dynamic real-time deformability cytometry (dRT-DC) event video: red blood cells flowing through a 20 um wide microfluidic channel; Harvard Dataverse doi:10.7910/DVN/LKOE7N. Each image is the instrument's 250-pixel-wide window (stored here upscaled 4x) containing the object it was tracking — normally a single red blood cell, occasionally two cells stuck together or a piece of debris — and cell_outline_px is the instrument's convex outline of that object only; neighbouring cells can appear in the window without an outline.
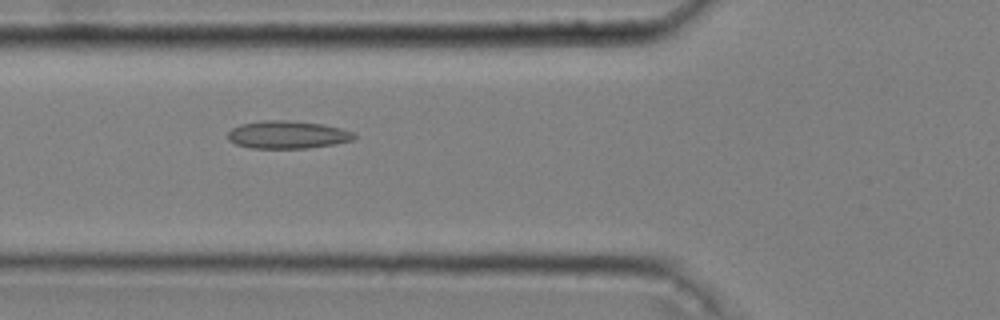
{"species": "common noctule bat (a hibernating species)", "species_latin": "Nyctalus noctula", "temperature_condition": "cold", "stored_images_in_passage": 40, "camera_frame_rate_fps": 3000, "um_per_image_px": 0.085, "animal": {"sex": "male", "body_mass_g": 20.4}, "frame": {"image": 1, "passage_image": 11, "time_ms": 3.333, "image_size_px": [1000, 320], "cell_outline_px": [[356, 136], [352, 140], [332, 144], [308, 148], [252, 148], [236, 144], [228, 140], [228, 132], [232, 128], [240, 124], [260, 120], [288, 120], [320, 124], [340, 128], [356, 132]], "centroid_in_image_um": [24.41, 11.44], "position_along_channel_um": 101.4, "area_um2": 20.4}}
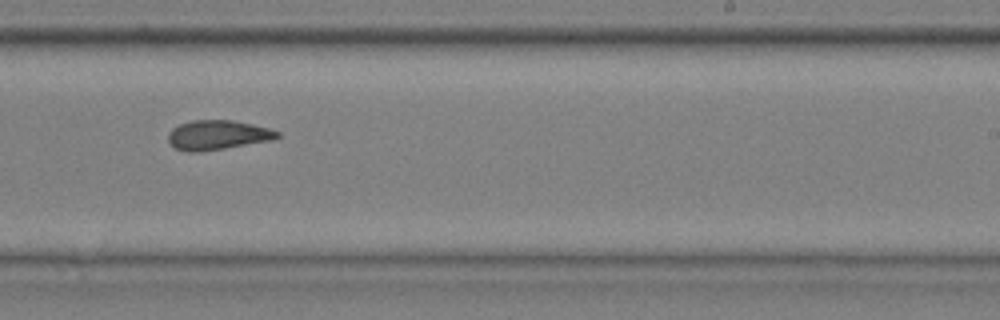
{"frame": {"image": 2, "passage_image": 25, "time_ms": 8.0, "image_size_px": [1000, 320], "cell_outline_px": [[280, 136], [276, 140], [200, 152], [188, 152], [176, 148], [168, 144], [168, 132], [172, 128], [180, 124], [192, 120], [232, 120], [252, 124], [268, 128], [280, 132]], "centroid_in_image_um": [18.5, 11.48], "position_along_channel_um": 270.5, "area_um2": 19.02}}
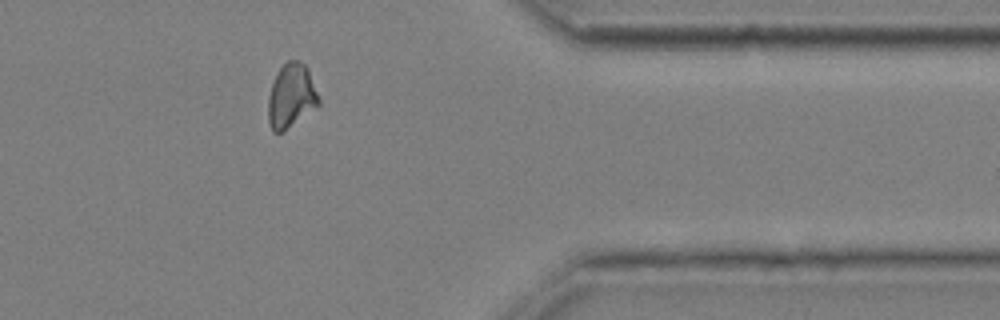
{"frame": {"image": 3, "passage_image": 36, "time_ms": 11.667, "image_size_px": [1000, 320], "cell_outline_px": [[320, 104], [280, 132], [272, 132], [268, 120], [268, 96], [276, 72], [288, 60], [296, 60], [304, 64], [308, 68], [320, 100]], "centroid_in_image_um": [24.74, 8.12], "position_along_channel_um": 386.7, "area_um2": 18.55}, "authors_computed_cell_mechanics": {"area_um2": 19.0162, "velocity_mm_per_s": 3.6272, "shape_relaxation_time_tau1_ms": null, "shape_relaxation_time_tau2_ms": 3.6222, "deformation_change_tau1": null, "deformation_change_tau2": 0.1}}